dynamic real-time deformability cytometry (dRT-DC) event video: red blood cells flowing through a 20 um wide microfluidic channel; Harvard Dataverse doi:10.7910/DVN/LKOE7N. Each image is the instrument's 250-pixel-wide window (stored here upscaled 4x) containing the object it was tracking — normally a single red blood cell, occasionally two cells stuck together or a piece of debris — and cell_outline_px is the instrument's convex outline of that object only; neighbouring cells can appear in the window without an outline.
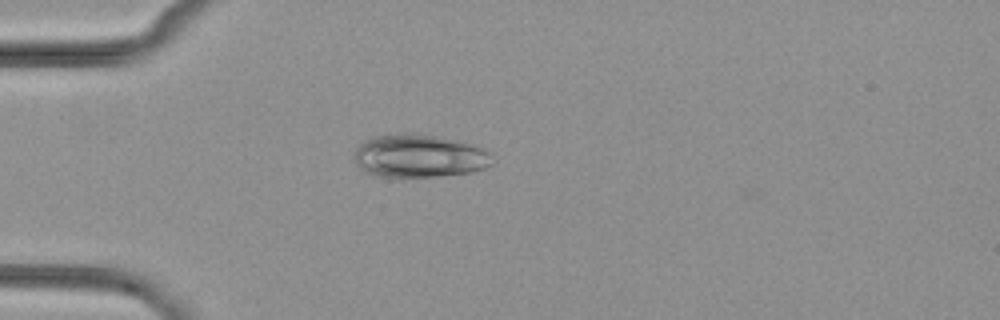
{"species": "common noctule bat (a hibernating species)", "species_latin": "Nyctalus noctula", "temperature_condition": "cold", "stored_images_in_passage": 39, "camera_frame_rate_fps": 3000, "um_per_image_px": 0.085, "animal": {"sex": "female", "body_mass_g": 29.2, "forearm_length_mm": 56.3}, "frame": {"image": 1, "passage_image": 1, "time_ms": 0.0, "image_size_px": [1000, 320], "cell_outline_px": [[492, 164], [484, 168], [472, 172], [440, 176], [392, 180], [372, 176], [364, 172], [356, 164], [356, 148], [364, 140], [372, 136], [396, 132], [420, 132], [440, 136], [472, 144], [488, 152]], "centroid_in_image_um": [35.54, 13.28], "position_along_channel_um": 49.5, "area_um2": 35.95}}
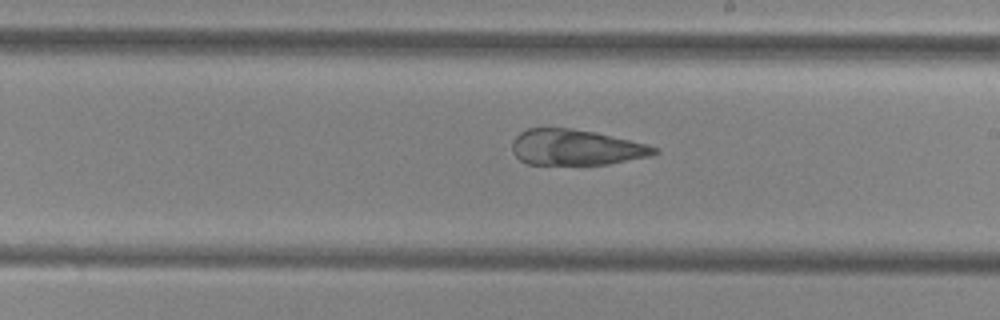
{"frame": {"image": 2, "passage_image": 17, "time_ms": 5.333, "image_size_px": [1000, 320], "cell_outline_px": [[660, 152], [652, 156], [608, 164], [528, 164], [520, 160], [512, 152], [512, 140], [520, 132], [528, 128], [572, 128], [596, 132], [648, 144], [660, 148]], "centroid_in_image_um": [48.99, 12.52], "position_along_channel_um": 240.0, "area_um2": 29.82}}
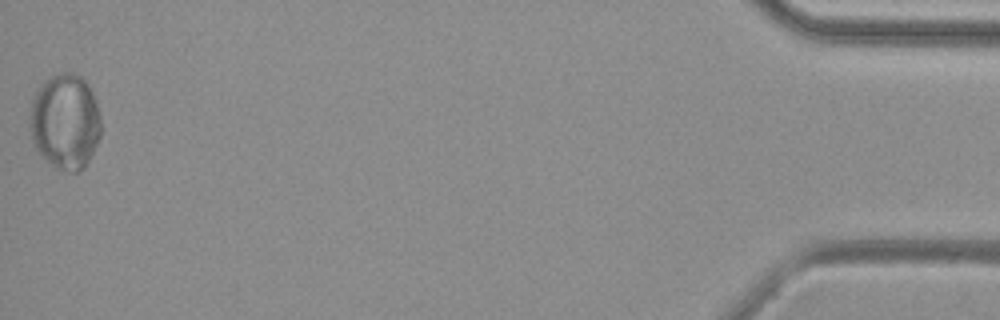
{"frame": {"image": 3, "passage_image": 39, "time_ms": 12.667, "image_size_px": [1000, 320], "cell_outline_px": [[100, 136], [84, 168], [76, 172], [64, 172], [56, 168], [40, 156], [32, 140], [28, 128], [28, 116], [32, 100], [40, 84], [44, 80], [60, 72], [72, 72], [80, 76], [88, 84], [92, 92], [100, 116]], "centroid_in_image_um": [5.49, 10.34], "position_along_channel_um": 429.7, "area_um2": 40.0}}